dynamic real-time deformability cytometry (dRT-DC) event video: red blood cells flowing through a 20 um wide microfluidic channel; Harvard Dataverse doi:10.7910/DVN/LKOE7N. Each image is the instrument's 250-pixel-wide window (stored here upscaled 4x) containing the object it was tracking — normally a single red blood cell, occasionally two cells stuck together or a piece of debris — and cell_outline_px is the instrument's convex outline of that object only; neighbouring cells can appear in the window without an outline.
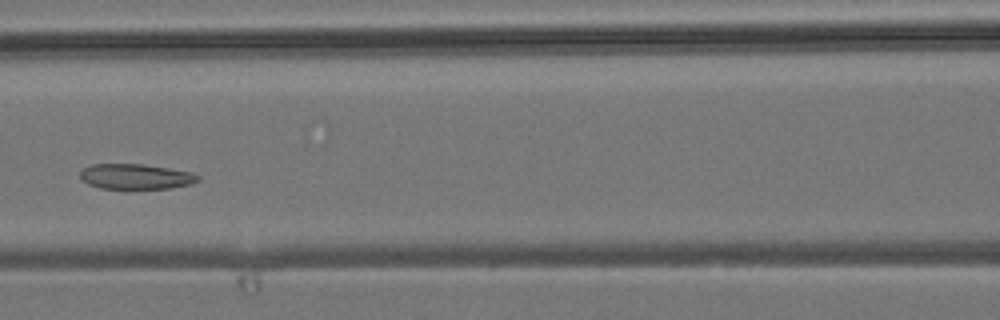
{"species": "common noctule bat (a hibernating species)", "species_latin": "Nyctalus noctula", "temperature_condition": "room temperature", "stored_images_in_passage": 8, "camera_frame_rate_fps": 3000, "um_per_image_px": 0.085, "animal": {"sex": "male", "body_mass_g": 19.2, "forearm_length_mm": 51.8}, "frame": {"image": 1, "passage_image": 6, "time_ms": 6.0, "image_size_px": [1000, 320], "cell_outline_px": [[200, 180], [192, 184], [168, 188], [100, 188], [88, 184], [80, 176], [80, 172], [84, 168], [92, 164], [144, 164], [192, 172], [200, 176]], "centroid_in_image_um": [11.57, 15.0], "position_along_channel_um": 155.0, "area_um2": 17.22}}
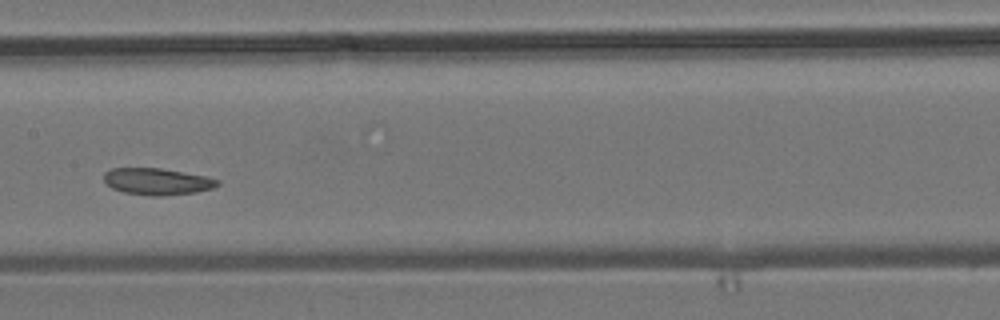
{"frame": {"image": 2, "passage_image": 7, "time_ms": 7.0, "image_size_px": [1000, 320], "cell_outline_px": [[220, 184], [212, 188], [196, 192], [164, 196], [152, 196], [124, 192], [112, 188], [104, 180], [104, 172], [112, 168], [160, 168], [208, 176], [220, 180]], "centroid_in_image_um": [13.39, 15.42], "position_along_channel_um": 194.0, "area_um2": 17.74}}
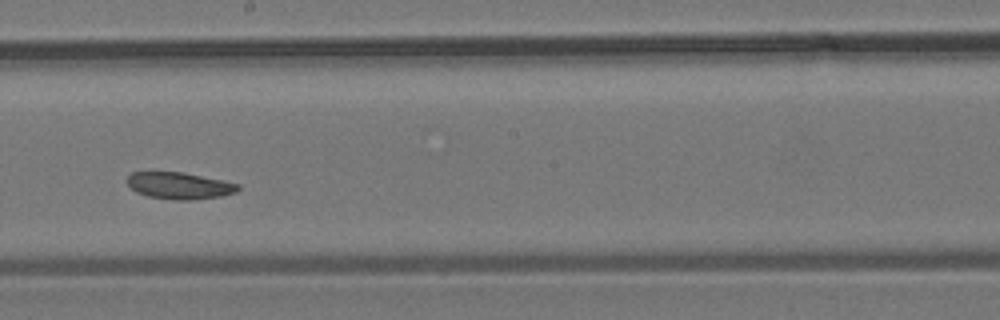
{"frame": {"image": 3, "passage_image": 8, "time_ms": 8.0, "image_size_px": [1000, 320], "cell_outline_px": [[240, 188], [236, 192], [220, 196], [192, 200], [176, 200], [148, 196], [136, 192], [128, 184], [128, 176], [132, 172], [180, 172], [240, 184]], "centroid_in_image_um": [15.25, 15.79], "position_along_channel_um": 233.0, "area_um2": 16.99}}